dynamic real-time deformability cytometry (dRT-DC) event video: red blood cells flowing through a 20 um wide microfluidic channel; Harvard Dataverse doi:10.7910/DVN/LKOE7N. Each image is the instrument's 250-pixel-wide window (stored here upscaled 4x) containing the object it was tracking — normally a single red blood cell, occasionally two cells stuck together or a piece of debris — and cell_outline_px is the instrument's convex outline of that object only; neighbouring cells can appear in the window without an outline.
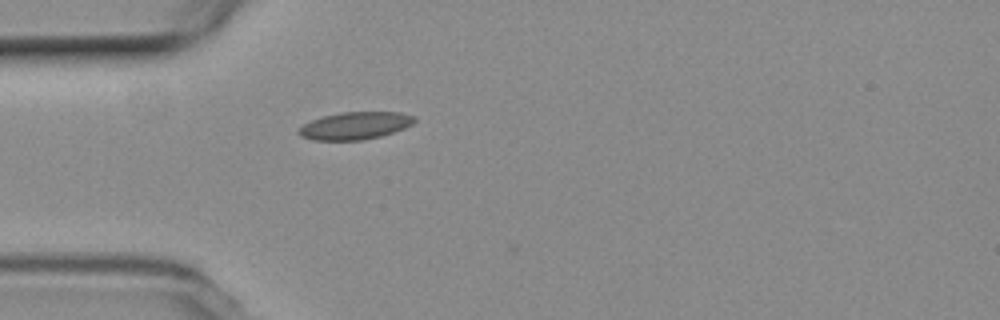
{"species": "common noctule bat (a hibernating species)", "species_latin": "Nyctalus noctula", "temperature_condition": "room temperature", "stored_images_in_passage": 3, "camera_frame_rate_fps": 3000, "um_per_image_px": 0.085, "animal": {"sex": "female", "body_mass_g": 19.3, "forearm_length_mm": 54.1}, "frame": {"image": 1, "passage_image": 1, "time_ms": 0.0, "image_size_px": [1000, 320], "cell_outline_px": [[416, 120], [412, 124], [404, 128], [380, 136], [360, 140], [312, 140], [300, 136], [296, 132], [304, 124], [312, 120], [324, 116], [340, 112], [400, 112], [416, 116]], "centroid_in_image_um": [30.18, 10.68], "position_along_channel_um": 54.8, "area_um2": 18.44}}